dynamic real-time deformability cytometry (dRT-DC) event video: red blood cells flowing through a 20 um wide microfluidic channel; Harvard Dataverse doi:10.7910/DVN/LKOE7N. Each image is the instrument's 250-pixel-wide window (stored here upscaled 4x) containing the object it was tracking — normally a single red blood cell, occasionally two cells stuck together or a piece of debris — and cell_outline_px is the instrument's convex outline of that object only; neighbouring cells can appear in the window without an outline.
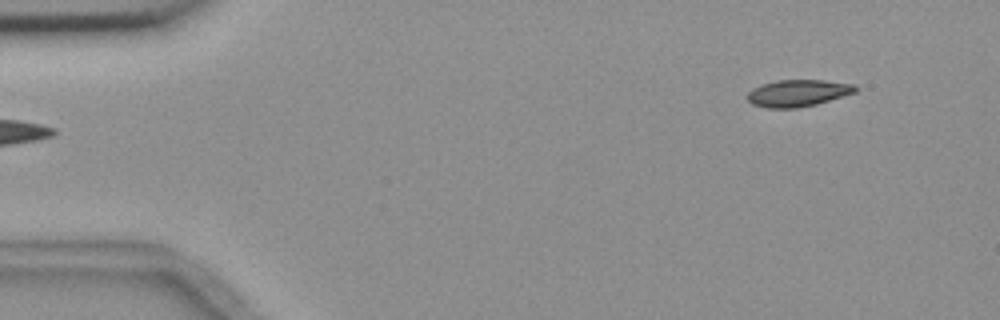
{"species": "common noctule bat (a hibernating species)", "species_latin": "Nyctalus noctula", "temperature_condition": "room temperature", "stored_images_in_passage": 6, "segment_of_instrument_passage": [2, 2], "camera_frame_rate_fps": 3000, "um_per_image_px": 0.085, "animal": {"sex": "female", "body_mass_g": 18.4}, "frame": {"image": 1, "passage_image": 6, "time_ms": 6.0, "image_size_px": [1000, 320], "cell_outline_px": [[860, 88], [856, 92], [816, 104], [796, 108], [768, 108], [752, 104], [748, 100], [748, 92], [752, 88], [776, 80], [824, 80], [856, 84]], "centroid_in_image_um": [67.86, 7.9], "position_along_channel_um": 17.1, "area_um2": 16.94}}